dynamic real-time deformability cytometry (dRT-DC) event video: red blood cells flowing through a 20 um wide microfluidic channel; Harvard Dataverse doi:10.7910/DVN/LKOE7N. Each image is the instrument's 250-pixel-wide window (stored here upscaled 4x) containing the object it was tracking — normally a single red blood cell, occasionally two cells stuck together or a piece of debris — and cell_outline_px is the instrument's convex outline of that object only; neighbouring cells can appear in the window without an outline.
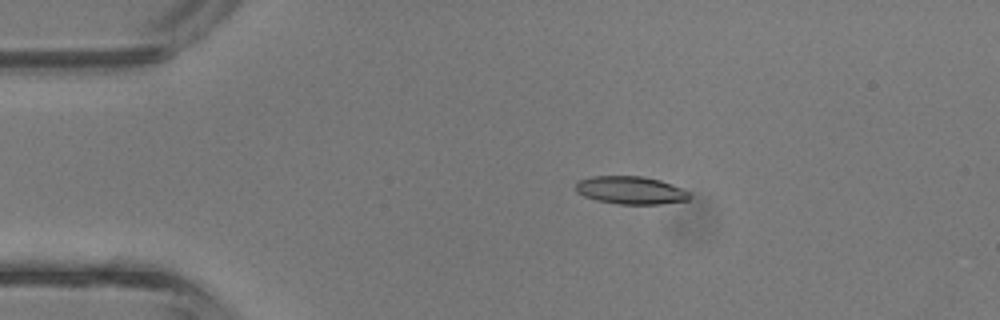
{"species": "common noctule bat (a hibernating species)", "species_latin": "Nyctalus noctula", "temperature_condition": "room temperature", "stored_images_in_passage": 3, "camera_frame_rate_fps": 3000, "um_per_image_px": 0.085, "animal": {"sex": "male", "body_mass_g": 13.3}, "frame": {"image": 1, "passage_image": 2, "time_ms": 0.333, "image_size_px": [1000, 320], "cell_outline_px": [[692, 196], [688, 200], [660, 204], [620, 204], [596, 200], [584, 196], [576, 192], [576, 180], [592, 176], [644, 176], [660, 180], [672, 184], [688, 192]], "centroid_in_image_um": [53.58, 16.16], "position_along_channel_um": 31.4, "area_um2": 18.55}}